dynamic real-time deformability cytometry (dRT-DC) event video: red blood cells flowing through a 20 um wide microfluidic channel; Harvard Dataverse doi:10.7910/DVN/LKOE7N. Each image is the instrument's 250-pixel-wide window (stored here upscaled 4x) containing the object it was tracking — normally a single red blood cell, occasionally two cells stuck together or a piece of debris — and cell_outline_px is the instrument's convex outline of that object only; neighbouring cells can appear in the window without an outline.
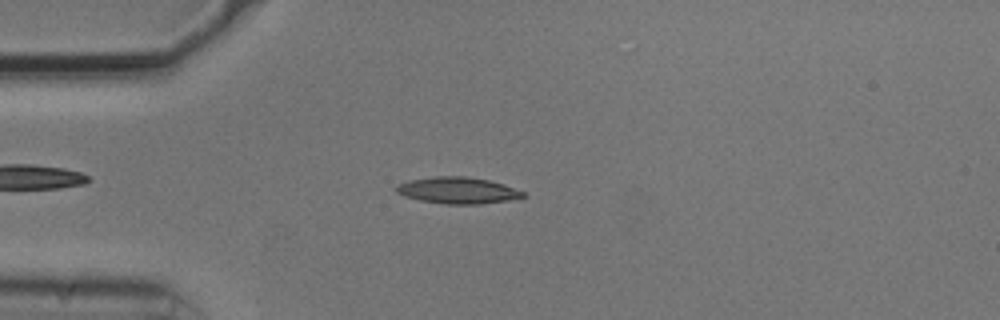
{"species": "common noctule bat (a hibernating species)", "species_latin": "Nyctalus noctula", "temperature_condition": "cold", "stored_images_in_passage": 53, "camera_frame_rate_fps": 3000, "um_per_image_px": 0.085, "animal": {"sex": "male", "body_mass_g": 20.5, "forearm_length_mm": 52.5}, "frame": {"image": 1, "passage_image": 13, "time_ms": 4.0, "image_size_px": [1000, 320], "cell_outline_px": [[528, 196], [508, 200], [480, 204], [444, 204], [420, 200], [404, 196], [396, 192], [396, 184], [408, 180], [436, 176], [468, 176], [488, 180], [504, 184], [524, 192]], "centroid_in_image_um": [38.89, 16.18], "position_along_channel_um": 46.1, "area_um2": 19.65}}
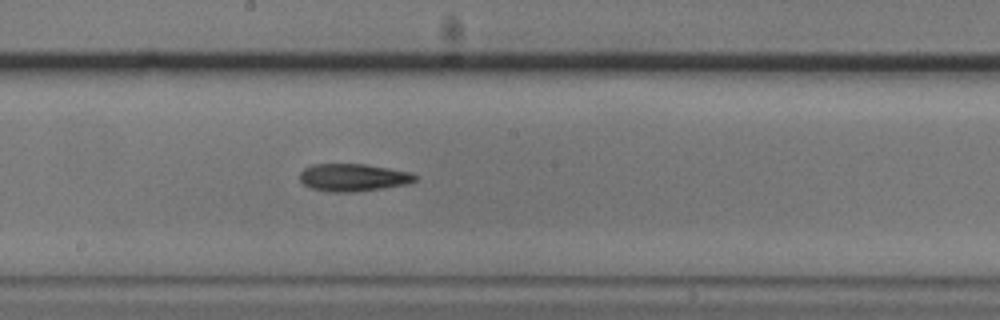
{"frame": {"image": 2, "passage_image": 28, "time_ms": 9.0, "image_size_px": [1000, 320], "cell_outline_px": [[420, 176], [416, 180], [408, 184], [384, 188], [352, 192], [332, 192], [312, 188], [304, 184], [300, 180], [300, 172], [304, 168], [312, 164], [364, 164], [412, 172]], "centroid_in_image_um": [30.06, 15.08], "position_along_channel_um": 218.1, "area_um2": 18.61}}
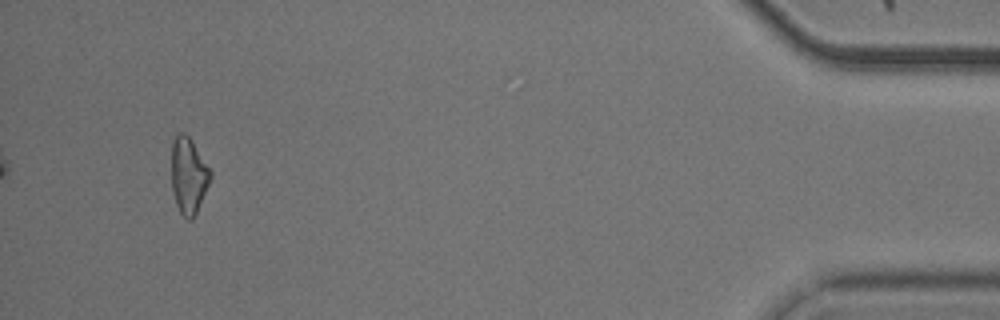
{"frame": {"image": 3, "passage_image": 50, "time_ms": 16.333, "image_size_px": [1000, 320], "cell_outline_px": [[212, 176], [196, 212], [192, 220], [188, 220], [180, 212], [176, 204], [172, 192], [172, 140], [180, 132], [184, 132], [192, 140], [212, 172]], "centroid_in_image_um": [16.02, 14.9], "position_along_channel_um": 419.2, "area_um2": 17.17}, "authors_computed_cell_mechanics": {"area_um2": 18.0336, "velocity_mm_per_s": 3.7535, "shape_relaxation_time_tau1_ms": 4.4465, "shape_relaxation_time_tau2_ms": 4.8622, "deformation_change_tau1": 0.1178, "deformation_change_tau2": 0.1528}}